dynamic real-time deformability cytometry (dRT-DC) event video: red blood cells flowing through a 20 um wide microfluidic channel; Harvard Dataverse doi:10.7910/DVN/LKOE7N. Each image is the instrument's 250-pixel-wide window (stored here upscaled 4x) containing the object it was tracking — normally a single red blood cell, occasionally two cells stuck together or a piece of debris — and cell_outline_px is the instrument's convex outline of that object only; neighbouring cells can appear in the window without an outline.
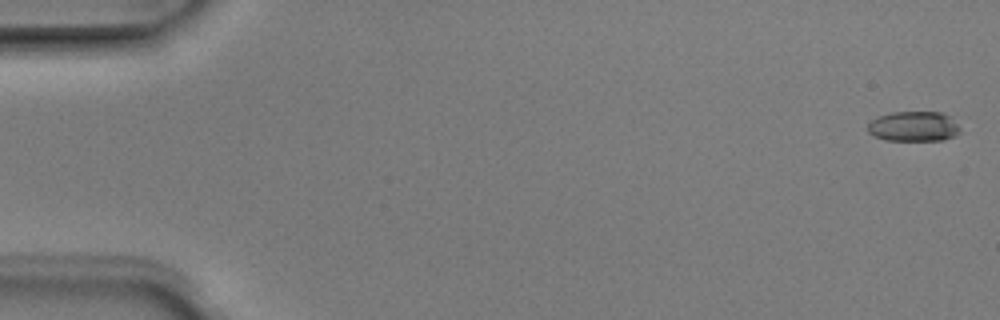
{"species": "Egyptian fruit bat (a non-hibernating species)", "species_latin": "Rousettus aegyptiacus", "temperature_condition": "room temperature", "stored_images_in_passage": 6, "camera_frame_rate_fps": 3000, "um_per_image_px": 0.085, "animal": {"sex": "male"}, "frame": {"image": 1, "passage_image": 1, "time_ms": 0.0, "image_size_px": [1000, 320], "cell_outline_px": [[960, 132], [956, 136], [944, 140], [884, 140], [868, 132], [868, 124], [872, 120], [880, 116], [892, 112], [944, 112], [960, 128]], "centroid_in_image_um": [77.68, 10.75], "position_along_channel_um": 7.3, "area_um2": 16.07}}
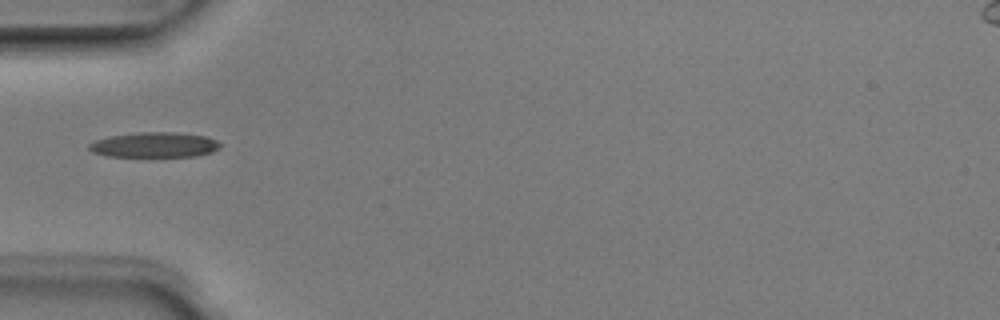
{"frame": {"image": 2, "passage_image": 5, "time_ms": 1.333, "image_size_px": [1000, 320], "cell_outline_px": [[220, 148], [212, 152], [196, 156], [108, 156], [92, 152], [88, 148], [88, 144], [96, 140], [108, 136], [140, 132], [172, 132], [208, 136], [216, 140], [220, 144]], "centroid_in_image_um": [13.13, 12.3], "position_along_channel_um": 71.9, "area_um2": 19.19}}
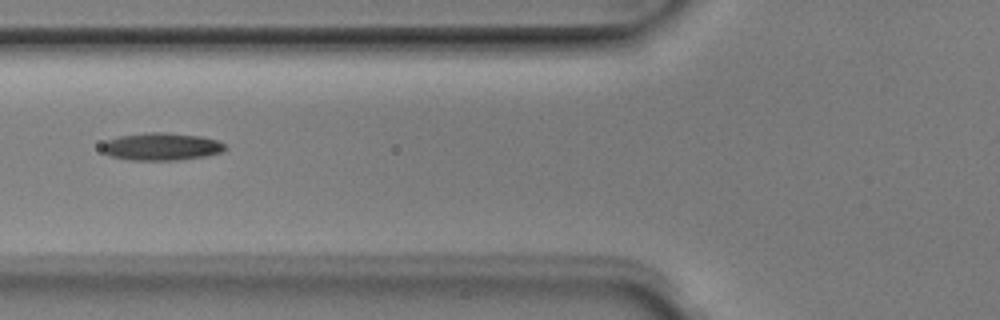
{"frame": {"image": 3, "passage_image": 6, "time_ms": 1.667, "image_size_px": [1000, 320], "cell_outline_px": [[228, 148], [224, 152], [208, 156], [176, 160], [132, 160], [108, 156], [100, 148], [108, 140], [120, 136], [148, 132], [168, 132], [200, 136], [216, 140], [224, 144]], "centroid_in_image_um": [13.75, 12.46], "position_along_channel_um": 112.0, "area_um2": 19.88}}